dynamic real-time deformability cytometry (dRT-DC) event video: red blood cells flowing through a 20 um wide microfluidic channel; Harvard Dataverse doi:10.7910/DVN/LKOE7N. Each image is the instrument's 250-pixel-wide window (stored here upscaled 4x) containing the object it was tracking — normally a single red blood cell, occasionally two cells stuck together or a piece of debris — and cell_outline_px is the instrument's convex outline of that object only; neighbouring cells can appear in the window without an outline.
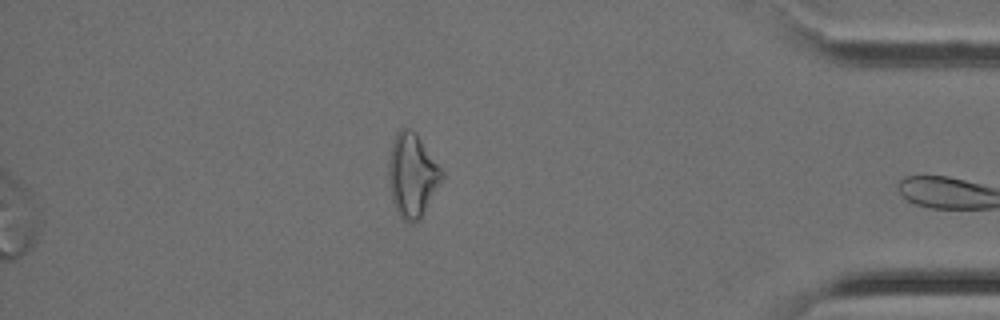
{"species": "Egyptian fruit bat (a non-hibernating species)", "species_latin": "Rousettus aegyptiacus", "temperature_condition": "cold", "stored_images_in_passage": 36, "segment_of_instrument_passage": [2, 2], "camera_frame_rate_fps": 3000, "um_per_image_px": 0.085, "animal": {"sex": "female"}, "frame": {"image": 1, "passage_image": 36, "time_ms": 11.667, "image_size_px": [1000, 320], "cell_outline_px": [[444, 176], [440, 184], [420, 220], [412, 224], [408, 224], [400, 216], [392, 200], [388, 180], [388, 164], [392, 144], [396, 132], [400, 128], [408, 128], [420, 140], [444, 172]], "centroid_in_image_um": [35.03, 14.95], "position_along_channel_um": 400.2, "area_um2": 25.66}}